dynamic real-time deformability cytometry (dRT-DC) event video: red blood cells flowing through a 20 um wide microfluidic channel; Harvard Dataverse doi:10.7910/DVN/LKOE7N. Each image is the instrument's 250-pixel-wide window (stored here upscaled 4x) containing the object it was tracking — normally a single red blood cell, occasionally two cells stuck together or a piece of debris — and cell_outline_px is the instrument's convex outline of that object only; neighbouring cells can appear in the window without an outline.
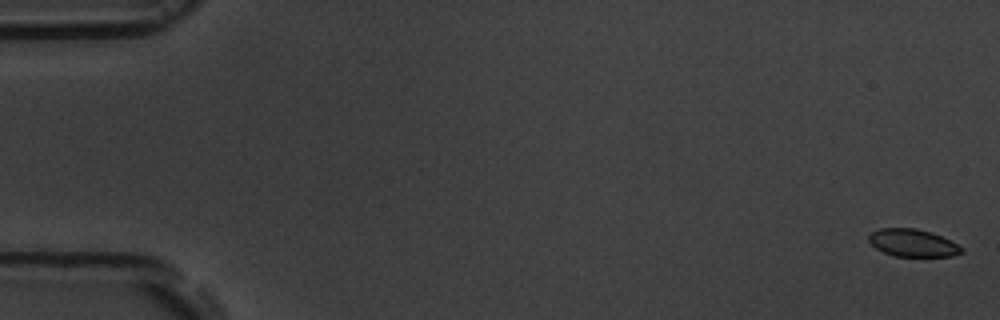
{"species": "common noctule bat (a hibernating species)", "species_latin": "Nyctalus noctula", "temperature_condition": "room temperature", "stored_images_in_passage": 6, "camera_frame_rate_fps": 3000, "um_per_image_px": 0.085, "animal": {"sex": "male", "body_mass_g": 19.5, "forearm_length_mm": 54.6}, "frame": {"image": 1, "passage_image": 1, "time_ms": 0.0, "image_size_px": [1000, 320], "cell_outline_px": [[964, 252], [952, 256], [896, 256], [884, 252], [876, 248], [868, 240], [868, 236], [872, 232], [880, 228], [916, 228], [940, 236], [964, 248]], "centroid_in_image_um": [77.57, 20.65], "position_along_channel_um": 7.4, "area_um2": 14.62}}
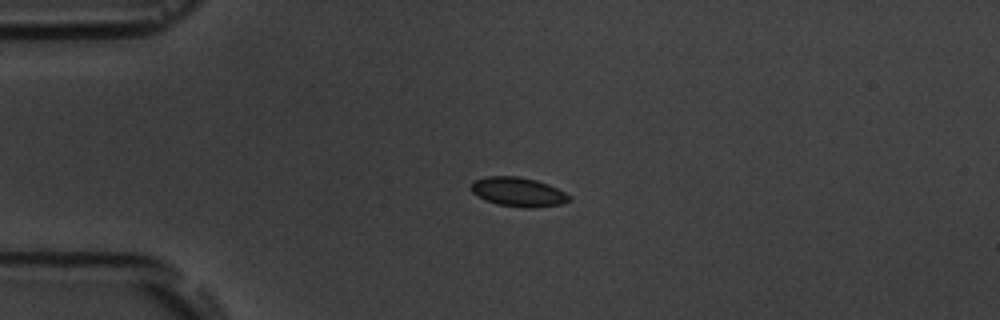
{"frame": {"image": 2, "passage_image": 5, "time_ms": 4.333, "image_size_px": [1000, 320], "cell_outline_px": [[572, 200], [560, 204], [532, 208], [520, 208], [496, 204], [472, 192], [468, 188], [476, 180], [488, 176], [516, 176], [536, 180], [548, 184], [572, 196]], "centroid_in_image_um": [44.07, 16.32], "position_along_channel_um": 40.9, "area_um2": 16.65}}